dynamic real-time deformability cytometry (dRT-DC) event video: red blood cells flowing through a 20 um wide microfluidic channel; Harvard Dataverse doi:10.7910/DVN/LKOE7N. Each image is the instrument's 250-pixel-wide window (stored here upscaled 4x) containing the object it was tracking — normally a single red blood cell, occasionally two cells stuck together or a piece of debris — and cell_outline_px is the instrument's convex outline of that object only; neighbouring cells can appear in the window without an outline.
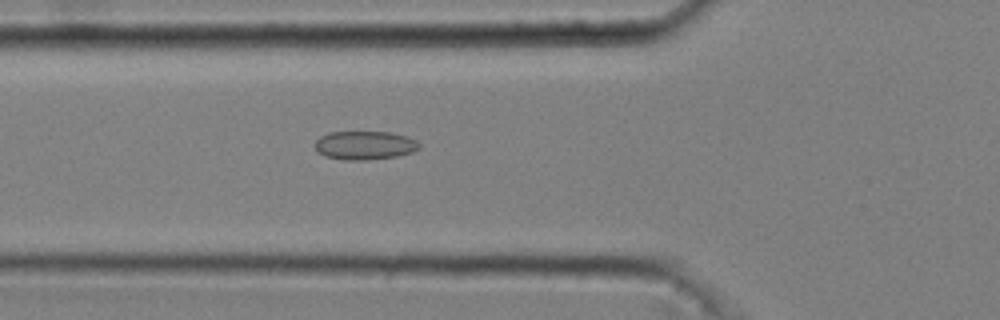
{"species": "common noctule bat (a hibernating species)", "species_latin": "Nyctalus noctula", "temperature_condition": "cold", "stored_images_in_passage": 36, "camera_frame_rate_fps": 3000, "um_per_image_px": 0.085, "animal": {"sex": "male", "body_mass_g": 20.4}, "frame": {"image": 1, "passage_image": 6, "time_ms": 1.667, "image_size_px": [1000, 320], "cell_outline_px": [[420, 148], [412, 152], [396, 156], [368, 160], [344, 160], [324, 156], [312, 144], [320, 136], [328, 132], [392, 132], [408, 136], [416, 140], [420, 144]], "centroid_in_image_um": [31.0, 12.34], "position_along_channel_um": 94.8, "area_um2": 17.57}}
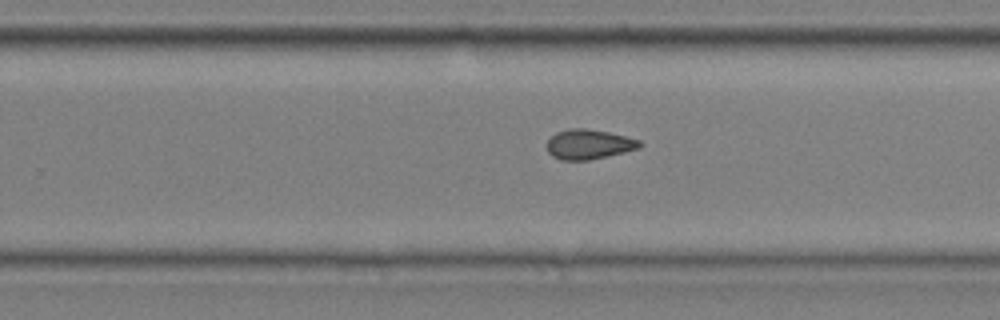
{"frame": {"image": 2, "passage_image": 21, "time_ms": 6.667, "image_size_px": [1000, 320], "cell_outline_px": [[644, 144], [640, 148], [608, 156], [588, 160], [560, 160], [552, 156], [548, 152], [548, 140], [556, 132], [568, 128], [588, 128], [608, 132], [640, 140]], "centroid_in_image_um": [50.06, 12.26], "position_along_channel_um": 279.7, "area_um2": 16.18}}
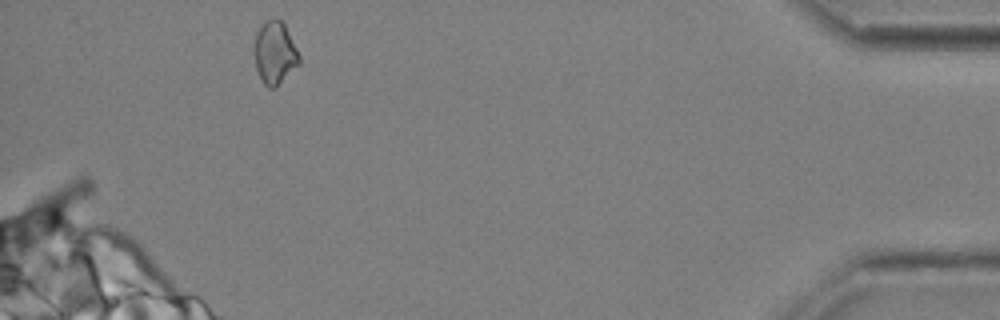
{"frame": {"image": 3, "passage_image": 36, "time_ms": 11.667, "image_size_px": [1000, 320], "cell_outline_px": [[300, 64], [276, 88], [268, 88], [264, 84], [256, 68], [252, 52], [252, 48], [256, 32], [268, 20], [280, 20], [284, 24], [300, 56]], "centroid_in_image_um": [23.34, 4.54], "position_along_channel_um": 411.9, "area_um2": 16.47}, "authors_computed_cell_mechanics": {"area_um2": 16.184, "velocity_mm_per_s": 3.6973, "shape_relaxation_time_tau1_ms": null, "shape_relaxation_time_tau2_ms": 3.5386, "deformation_change_tau1": null, "deformation_change_tau2": 0.0864}}